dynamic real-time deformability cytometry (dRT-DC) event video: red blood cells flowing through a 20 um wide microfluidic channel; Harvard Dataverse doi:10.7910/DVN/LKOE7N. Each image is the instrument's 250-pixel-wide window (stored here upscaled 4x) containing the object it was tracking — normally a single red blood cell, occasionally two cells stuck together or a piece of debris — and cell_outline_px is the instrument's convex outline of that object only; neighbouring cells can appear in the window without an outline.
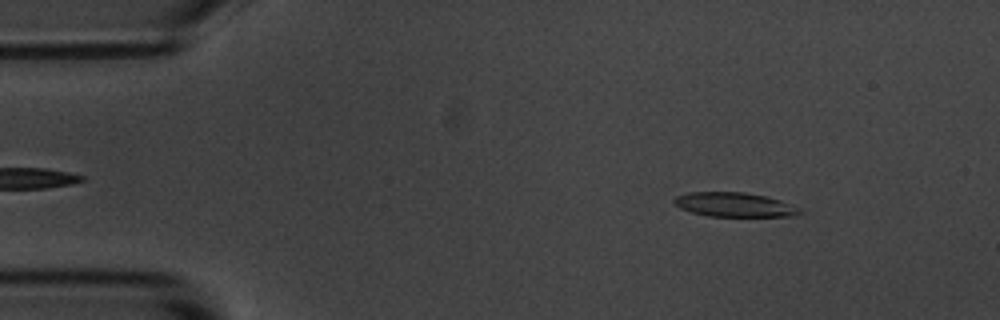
{"species": "common noctule bat (a hibernating species)", "species_latin": "Nyctalus noctula", "temperature_condition": "room temperature", "stored_images_in_passage": 55, "camera_frame_rate_fps": 3000, "um_per_image_px": 0.085, "animal": {"sex": "male", "body_mass_g": 20.1, "forearm_length_mm": 53.5}, "frame": {"image": 1, "passage_image": 7, "time_ms": 2.0, "image_size_px": [1000, 320], "cell_outline_px": [[804, 212], [796, 216], [708, 216], [692, 212], [680, 208], [672, 200], [676, 196], [688, 192], [744, 192], [768, 196], [780, 200]], "centroid_in_image_um": [62.4, 17.39], "position_along_channel_um": 22.6, "area_um2": 17.69}}
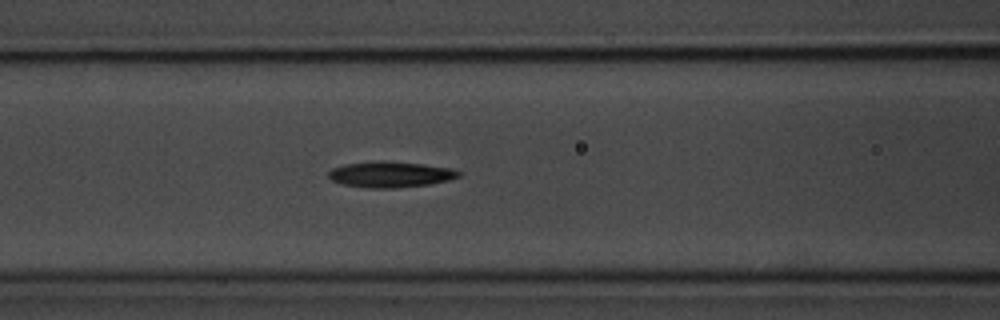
{"frame": {"image": 2, "passage_image": 22, "time_ms": 7.0, "image_size_px": [1000, 320], "cell_outline_px": [[460, 176], [448, 180], [428, 184], [396, 188], [368, 188], [344, 184], [332, 180], [328, 176], [328, 172], [332, 168], [344, 164], [424, 164], [452, 168], [460, 172]], "centroid_in_image_um": [33.21, 14.88], "position_along_channel_um": 133.4, "area_um2": 18.44}}
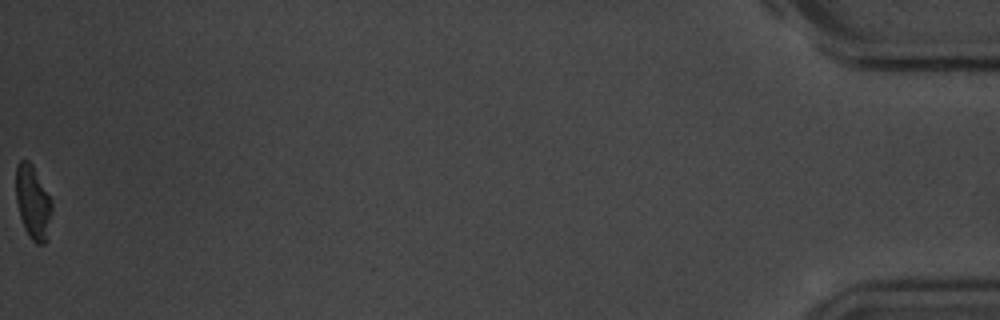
{"frame": {"image": 3, "passage_image": 55, "time_ms": 18.0, "image_size_px": [1000, 320], "cell_outline_px": [[52, 208], [44, 244], [36, 244], [28, 236], [24, 228], [20, 216], [16, 200], [16, 164], [20, 160], [28, 160], [32, 164], [52, 200]], "centroid_in_image_um": [2.77, 17.16], "position_along_channel_um": 432.4, "area_um2": 15.26}, "authors_computed_cell_mechanics": {"area_um2": 18.785, "velocity_mm_per_s": 3.6292, "shape_relaxation_time_tau1_ms": 4.6487, "shape_relaxation_time_tau2_ms": null, "deformation_change_tau1": 0.1286, "deformation_change_tau2": null}}